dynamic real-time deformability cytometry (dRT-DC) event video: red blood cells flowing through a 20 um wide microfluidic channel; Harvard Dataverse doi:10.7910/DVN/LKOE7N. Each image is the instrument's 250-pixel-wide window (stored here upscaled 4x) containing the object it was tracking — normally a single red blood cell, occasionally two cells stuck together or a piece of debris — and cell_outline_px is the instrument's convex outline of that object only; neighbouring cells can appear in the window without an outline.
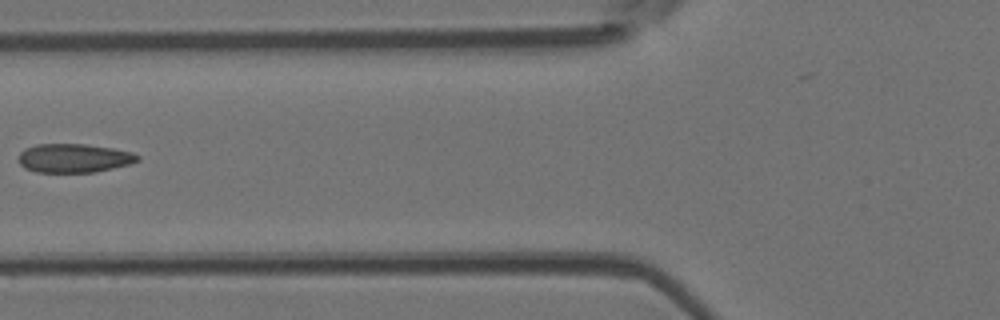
{"species": "Egyptian fruit bat (a non-hibernating species)", "species_latin": "Rousettus aegyptiacus", "temperature_condition": "room temperature", "stored_images_in_passage": 7, "camera_frame_rate_fps": 3000, "um_per_image_px": 0.085, "animal": {"sex": "female"}, "frame": {"image": 1, "passage_image": 6, "time_ms": 6.0, "image_size_px": [1000, 320], "cell_outline_px": [[140, 160], [132, 164], [96, 172], [36, 172], [24, 168], [20, 164], [20, 152], [24, 148], [36, 144], [88, 144], [112, 148], [132, 152], [140, 156]], "centroid_in_image_um": [6.32, 13.44], "position_along_channel_um": 119.5, "area_um2": 20.17}}
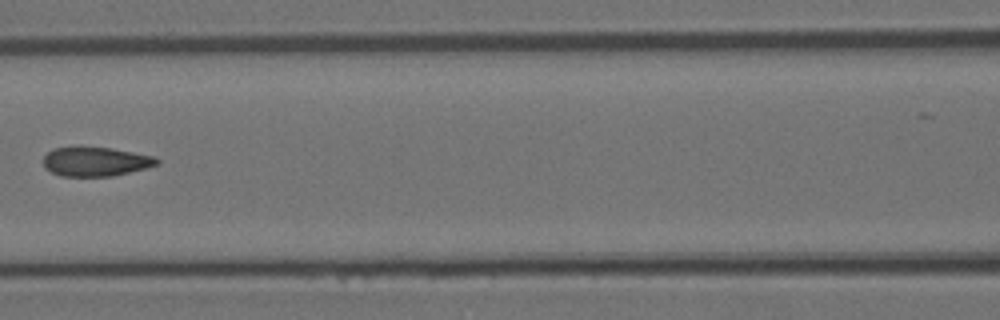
{"frame": {"image": 2, "passage_image": 7, "time_ms": 7.0, "image_size_px": [1000, 320], "cell_outline_px": [[160, 164], [112, 176], [60, 176], [44, 168], [44, 156], [48, 152], [56, 148], [80, 144], [112, 148], [156, 156], [160, 160]], "centroid_in_image_um": [8.12, 13.69], "position_along_channel_um": 158.5, "area_um2": 19.88}}